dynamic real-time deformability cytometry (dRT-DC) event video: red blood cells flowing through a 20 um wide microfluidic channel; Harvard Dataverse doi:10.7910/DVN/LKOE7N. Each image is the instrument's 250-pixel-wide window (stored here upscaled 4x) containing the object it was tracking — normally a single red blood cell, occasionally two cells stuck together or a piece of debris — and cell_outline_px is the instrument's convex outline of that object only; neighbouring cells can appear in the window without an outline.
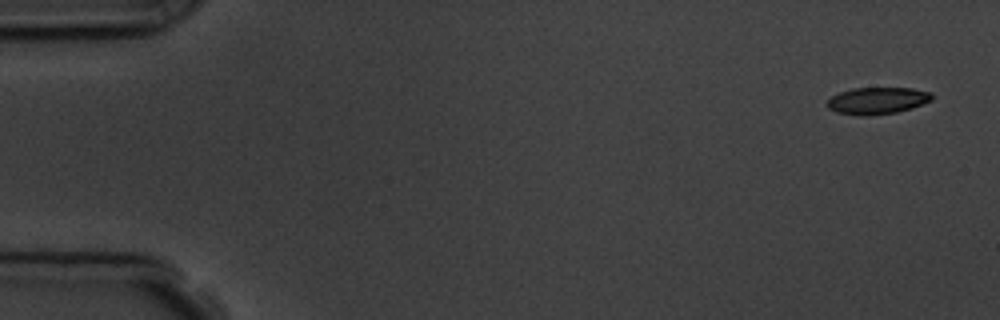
{"species": "common noctule bat (a hibernating species)", "species_latin": "Nyctalus noctula", "temperature_condition": "room temperature", "stored_images_in_passage": 6, "camera_frame_rate_fps": 3000, "um_per_image_px": 0.085, "animal": {"sex": "male", "body_mass_g": 19.5, "forearm_length_mm": 54.6}, "frame": {"image": 1, "passage_image": 1, "time_ms": 0.0, "image_size_px": [1000, 320], "cell_outline_px": [[932, 100], [912, 108], [896, 112], [864, 116], [860, 116], [836, 112], [828, 108], [824, 104], [832, 96], [840, 92], [852, 88], [912, 88], [932, 92]], "centroid_in_image_um": [74.55, 8.55], "position_along_channel_um": 10.4, "area_um2": 16.47}}
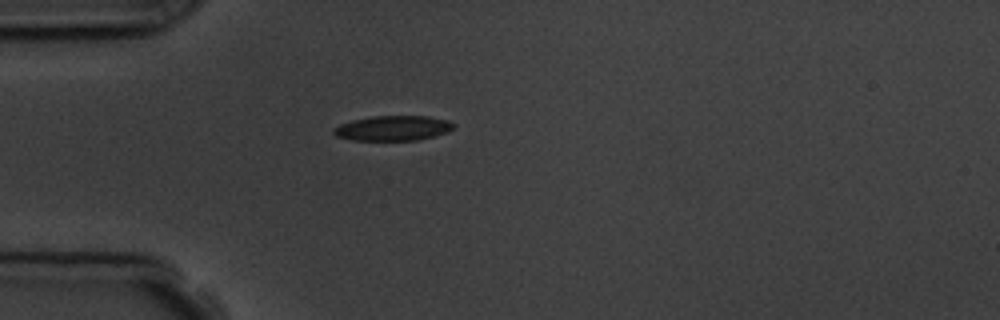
{"frame": {"image": 2, "passage_image": 4, "time_ms": 4.333, "image_size_px": [1000, 320], "cell_outline_px": [[456, 124], [448, 132], [416, 140], [352, 140], [336, 136], [332, 132], [340, 124], [352, 120], [372, 116], [428, 116], [448, 120]], "centroid_in_image_um": [33.41, 10.89], "position_along_channel_um": 51.6, "area_um2": 17.34}}